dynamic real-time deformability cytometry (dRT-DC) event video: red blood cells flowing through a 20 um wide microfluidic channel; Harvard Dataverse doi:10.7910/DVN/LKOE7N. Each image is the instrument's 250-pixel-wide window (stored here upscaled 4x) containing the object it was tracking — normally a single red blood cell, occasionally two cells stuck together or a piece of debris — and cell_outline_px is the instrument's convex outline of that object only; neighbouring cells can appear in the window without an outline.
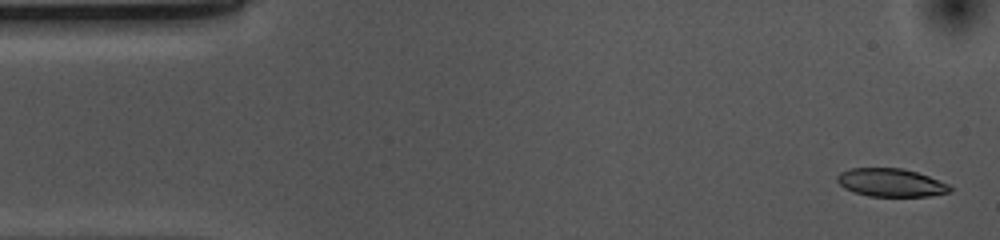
{"species": "common noctule bat (a hibernating species)", "species_latin": "Nyctalus noctula", "temperature_condition": "cold", "stored_images_in_passage": 52, "camera_frame_rate_fps": 3000, "um_per_image_px": 0.085, "animal": {"sex": "female", "body_mass_g": 10.0, "forearm_length_mm": 53.1}, "frame": {"image": 1, "passage_image": 1, "time_ms": 0.0, "image_size_px": [1000, 240], "cell_outline_px": [[952, 192], [928, 196], [868, 196], [844, 188], [836, 180], [836, 176], [840, 172], [852, 168], [904, 168], [928, 176], [948, 184], [952, 188]], "centroid_in_image_um": [75.73, 15.52], "position_along_channel_um": 9.3, "area_um2": 18.44}}
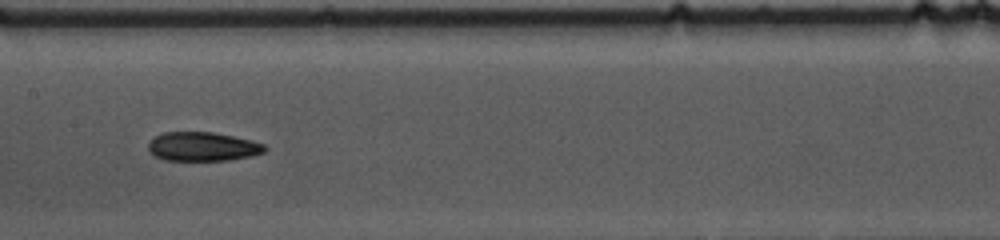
{"frame": {"image": 2, "passage_image": 24, "time_ms": 7.667, "image_size_px": [1000, 240], "cell_outline_px": [[268, 148], [264, 152], [252, 156], [228, 160], [164, 160], [148, 152], [148, 144], [156, 136], [164, 132], [212, 132], [252, 140], [264, 144]], "centroid_in_image_um": [17.24, 12.46], "position_along_channel_um": 190.2, "area_um2": 19.65}}
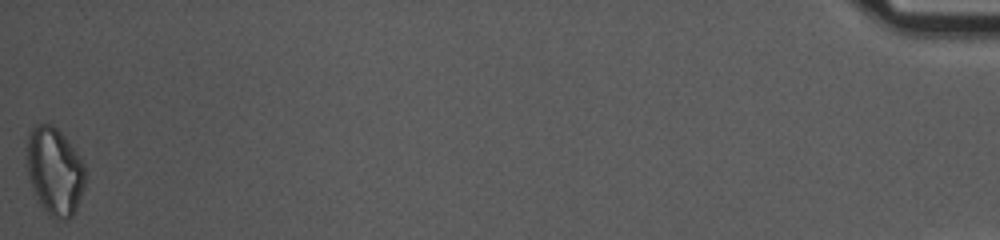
{"frame": {"image": 3, "passage_image": 52, "time_ms": 17.0, "image_size_px": [1000, 240], "cell_outline_px": [[84, 188], [76, 212], [68, 220], [56, 220], [48, 216], [40, 204], [32, 184], [28, 172], [28, 132], [36, 124], [52, 124], [64, 136], [76, 152], [84, 164]], "centroid_in_image_um": [4.67, 14.6], "position_along_channel_um": 430.5, "area_um2": 29.59}, "authors_computed_cell_mechanics": {"area_um2": 20.1433, "velocity_mm_per_s": 3.697, "shape_relaxation_time_tau1_ms": 7.8693, "shape_relaxation_time_tau2_ms": 8.089, "deformation_change_tau1": 0.1475, "deformation_change_tau2": 0.1668}}